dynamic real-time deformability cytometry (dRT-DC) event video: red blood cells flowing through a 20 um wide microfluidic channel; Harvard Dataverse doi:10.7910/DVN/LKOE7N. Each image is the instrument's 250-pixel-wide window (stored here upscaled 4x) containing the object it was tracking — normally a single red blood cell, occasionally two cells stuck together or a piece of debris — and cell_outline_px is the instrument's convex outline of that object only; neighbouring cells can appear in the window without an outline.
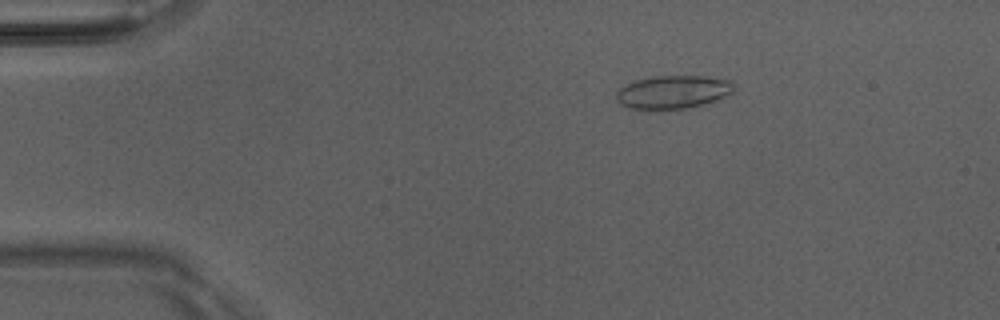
{"species": "Egyptian fruit bat (a non-hibernating species)", "species_latin": "Rousettus aegyptiacus", "temperature_condition": "room temperature", "stored_images_in_passage": 21, "camera_frame_rate_fps": 3000, "um_per_image_px": 0.085, "animal": {"sex": "male"}, "frame": {"image": 1, "passage_image": 8, "time_ms": 2.333, "image_size_px": [1000, 320], "cell_outline_px": [[732, 92], [728, 96], [704, 104], [684, 108], [628, 108], [620, 104], [616, 100], [616, 92], [620, 88], [632, 80], [652, 76], [708, 76], [732, 80]], "centroid_in_image_um": [57.2, 7.79], "position_along_channel_um": 27.8, "area_um2": 22.72}}
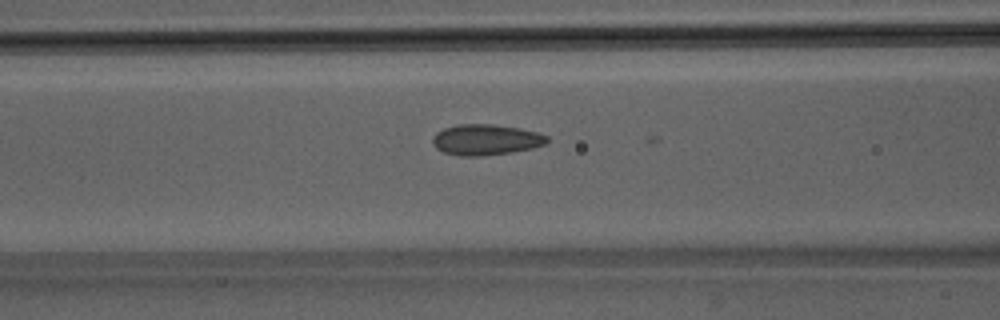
{"frame": {"image": 2, "passage_image": 20, "time_ms": 6.333, "image_size_px": [1000, 320], "cell_outline_px": [[548, 140], [544, 144], [532, 148], [512, 152], [484, 156], [460, 156], [444, 152], [436, 148], [432, 144], [432, 136], [436, 132], [444, 128], [460, 124], [492, 124], [520, 128], [540, 132], [548, 136]], "centroid_in_image_um": [41.29, 11.87], "position_along_channel_um": 125.3, "area_um2": 20.69}}